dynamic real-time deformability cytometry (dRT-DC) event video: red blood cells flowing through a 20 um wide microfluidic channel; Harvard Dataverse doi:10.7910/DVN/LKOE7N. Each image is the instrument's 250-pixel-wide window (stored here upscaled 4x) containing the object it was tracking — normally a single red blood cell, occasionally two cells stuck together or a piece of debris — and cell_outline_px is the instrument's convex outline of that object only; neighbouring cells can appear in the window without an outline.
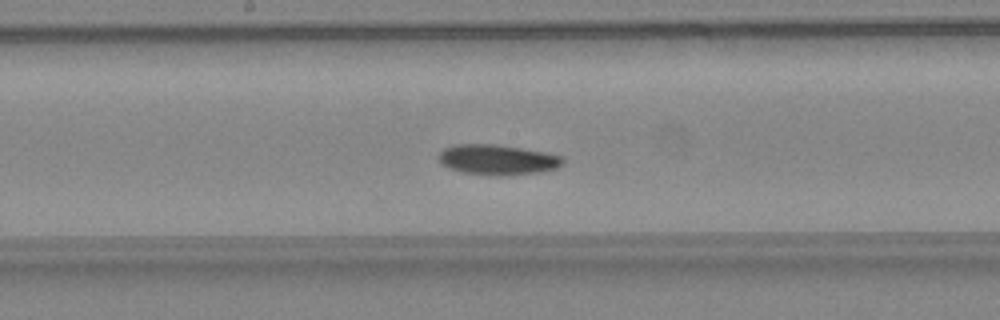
{"species": "common noctule bat (a hibernating species)", "species_latin": "Nyctalus noctula", "temperature_condition": "warm", "stored_images_in_passage": 26, "camera_frame_rate_fps": 3000, "um_per_image_px": 0.085, "animal": {"sex": "female", "body_mass_g": 24.6, "forearm_length_mm": 56.2}, "frame": {"image": 1, "passage_image": 11, "time_ms": 3.333, "image_size_px": [1000, 320], "cell_outline_px": [[564, 164], [556, 168], [540, 172], [500, 176], [496, 176], [464, 172], [448, 168], [440, 164], [436, 156], [444, 148], [456, 144], [492, 144], [520, 148], [544, 152], [560, 156], [564, 160]], "centroid_in_image_um": [42.24, 13.58], "position_along_channel_um": 206.0, "area_um2": 21.91}}
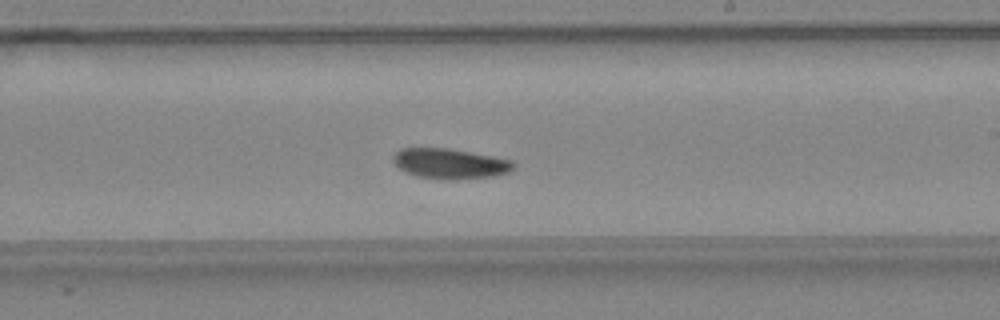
{"frame": {"image": 2, "passage_image": 14, "time_ms": 4.333, "image_size_px": [1000, 320], "cell_outline_px": [[516, 164], [508, 172], [492, 176], [416, 176], [404, 172], [392, 160], [392, 156], [400, 148], [448, 148], [492, 156], [512, 160]], "centroid_in_image_um": [38.2, 13.84], "position_along_channel_um": 250.8, "area_um2": 20.0}}
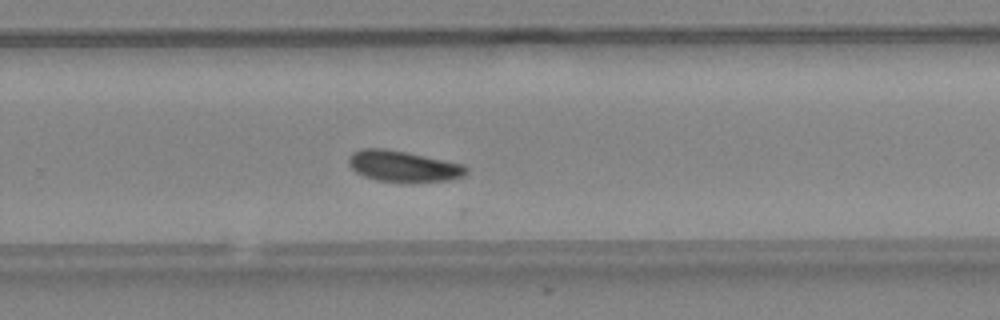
{"frame": {"image": 3, "passage_image": 17, "time_ms": 5.333, "image_size_px": [1000, 320], "cell_outline_px": [[468, 172], [464, 176], [452, 180], [408, 184], [400, 184], [376, 180], [364, 176], [356, 172], [348, 164], [348, 160], [352, 152], [360, 148], [384, 148], [464, 164], [468, 168]], "centroid_in_image_um": [34.29, 14.17], "position_along_channel_um": 295.5, "area_um2": 21.91}, "authors_computed_cell_mechanics": {"area_um2": 21.0103, "velocity_mm_per_s": 4.4988, "shape_relaxation_time_tau1_ms": 4.9449, "shape_relaxation_time_tau2_ms": null, "deformation_change_tau1": 0.1201, "deformation_change_tau2": null}}